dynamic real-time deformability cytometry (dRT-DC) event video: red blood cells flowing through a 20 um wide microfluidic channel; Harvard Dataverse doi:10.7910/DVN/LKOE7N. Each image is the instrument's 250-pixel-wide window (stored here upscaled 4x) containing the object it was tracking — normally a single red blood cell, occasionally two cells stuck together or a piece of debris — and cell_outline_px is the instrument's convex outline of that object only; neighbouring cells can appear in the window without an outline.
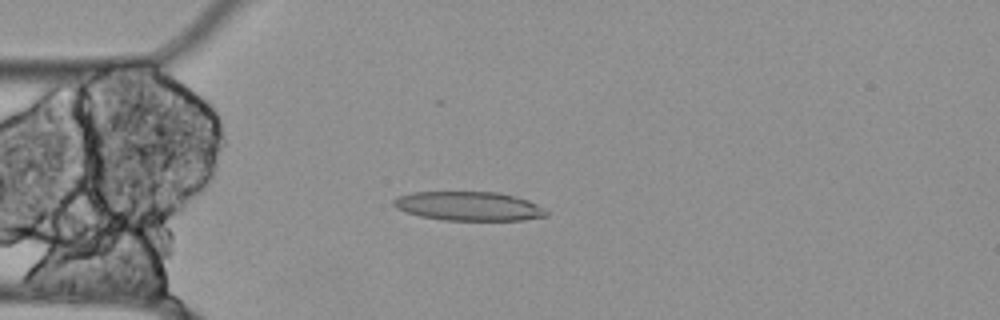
{"species": "Egyptian fruit bat (a non-hibernating species)", "species_latin": "Rousettus aegyptiacus", "temperature_condition": "cold", "stored_images_in_passage": 55, "camera_frame_rate_fps": 3000, "um_per_image_px": 0.085, "animal": {"sex": "female"}, "frame": {"image": 1, "passage_image": 14, "time_ms": 4.333, "image_size_px": [1000, 320], "cell_outline_px": [[548, 216], [524, 220], [444, 220], [420, 216], [396, 208], [392, 204], [392, 200], [400, 196], [412, 192], [500, 192], [528, 200], [544, 208], [548, 212]], "centroid_in_image_um": [39.87, 17.52], "position_along_channel_um": 45.1, "area_um2": 25.84}}
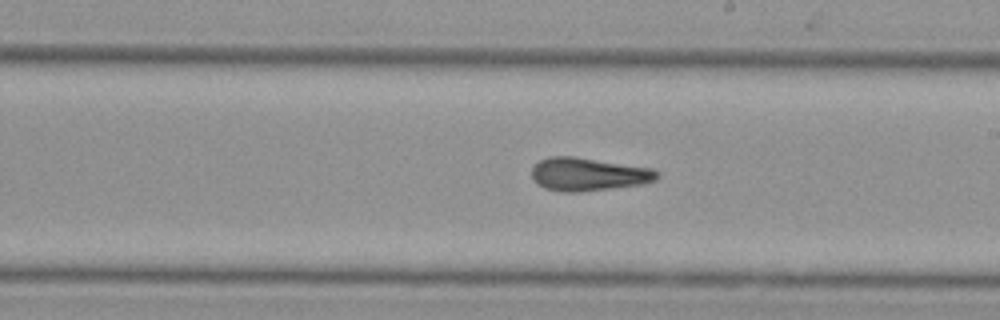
{"frame": {"image": 2, "passage_image": 31, "time_ms": 10.0, "image_size_px": [1000, 320], "cell_outline_px": [[660, 176], [656, 180], [640, 184], [580, 192], [560, 192], [544, 188], [536, 184], [532, 180], [532, 168], [540, 160], [552, 156], [572, 156], [652, 168], [660, 172]], "centroid_in_image_um": [49.98, 14.82], "position_along_channel_um": 239.0, "area_um2": 24.22}}
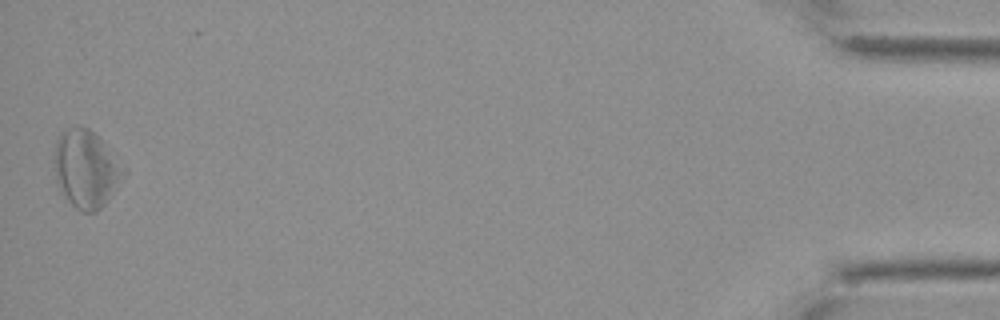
{"frame": {"image": 3, "passage_image": 55, "time_ms": 18.0, "image_size_px": [1000, 320], "cell_outline_px": [[128, 172], [104, 204], [96, 212], [80, 212], [64, 196], [56, 184], [52, 164], [52, 156], [56, 136], [60, 132], [68, 128], [80, 124], [88, 128], [100, 140]], "centroid_in_image_um": [7.24, 14.35], "position_along_channel_um": 428.0, "area_um2": 31.73}, "authors_computed_cell_mechanics": {"area_um2": 25.8366, "velocity_mm_per_s": 3.5092, "shape_relaxation_time_tau1_ms": null, "shape_relaxation_time_tau2_ms": 6.8424, "deformation_change_tau1": null, "deformation_change_tau2": 0.1504}}